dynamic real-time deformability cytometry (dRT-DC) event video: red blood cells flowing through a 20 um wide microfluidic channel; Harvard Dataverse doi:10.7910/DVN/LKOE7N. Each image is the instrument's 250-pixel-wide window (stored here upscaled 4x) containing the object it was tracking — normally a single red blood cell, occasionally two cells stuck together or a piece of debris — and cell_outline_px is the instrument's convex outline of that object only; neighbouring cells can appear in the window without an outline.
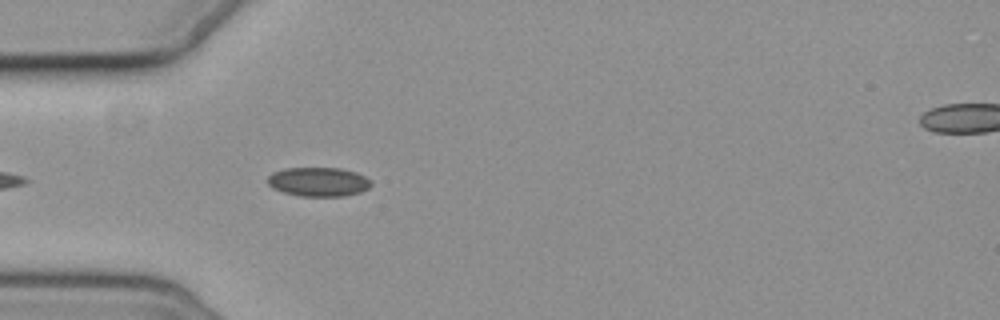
{"species": "common noctule bat (a hibernating species)", "species_latin": "Nyctalus noctula", "temperature_condition": "cold", "stored_images_in_passage": 5, "segment_of_instrument_passage": [1, 2], "camera_frame_rate_fps": 3000, "um_per_image_px": 0.085, "animal": {"sex": "female", "body_mass_g": 19.3, "forearm_length_mm": 54.1}, "frame": {"image": 1, "passage_image": 4, "time_ms": 3.667, "image_size_px": [1000, 320], "cell_outline_px": [[372, 184], [368, 188], [360, 192], [344, 196], [300, 196], [284, 192], [272, 188], [268, 184], [268, 176], [272, 172], [284, 168], [340, 168], [356, 172], [372, 180]], "centroid_in_image_um": [27.07, 15.45], "position_along_channel_um": 57.9, "area_um2": 17.63}}